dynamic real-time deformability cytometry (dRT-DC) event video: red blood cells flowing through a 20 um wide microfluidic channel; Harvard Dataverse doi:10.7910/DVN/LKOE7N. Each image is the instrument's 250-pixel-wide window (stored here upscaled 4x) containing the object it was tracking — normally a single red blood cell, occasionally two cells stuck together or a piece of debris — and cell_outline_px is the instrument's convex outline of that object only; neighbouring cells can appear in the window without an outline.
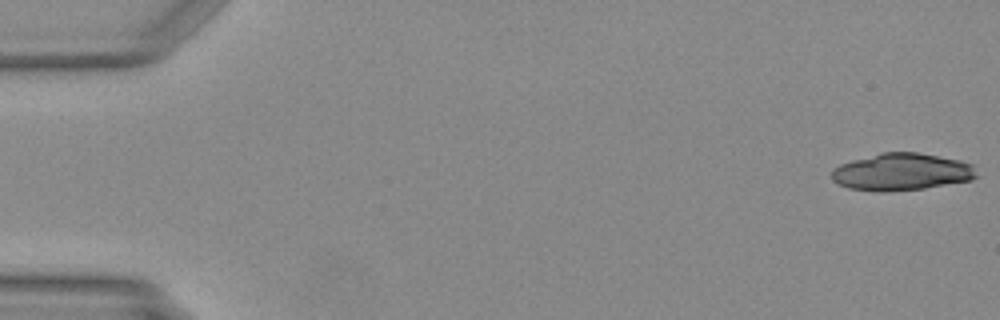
{"species": "Egyptian fruit bat (a non-hibernating species)", "species_latin": "Rousettus aegyptiacus", "temperature_condition": "warm", "stored_images_in_passage": 7, "camera_frame_rate_fps": 3000, "um_per_image_px": 0.085, "animal": {"sex": "female"}, "frame": {"image": 1, "passage_image": 1, "time_ms": 0.0, "image_size_px": [1000, 320], "cell_outline_px": [[976, 176], [972, 180], [924, 188], [888, 192], [876, 192], [848, 188], [832, 180], [832, 168], [840, 164], [852, 160], [880, 152], [916, 152], [960, 160], [972, 164]], "centroid_in_image_um": [76.6, 14.61], "position_along_channel_um": 8.4, "area_um2": 31.44}}